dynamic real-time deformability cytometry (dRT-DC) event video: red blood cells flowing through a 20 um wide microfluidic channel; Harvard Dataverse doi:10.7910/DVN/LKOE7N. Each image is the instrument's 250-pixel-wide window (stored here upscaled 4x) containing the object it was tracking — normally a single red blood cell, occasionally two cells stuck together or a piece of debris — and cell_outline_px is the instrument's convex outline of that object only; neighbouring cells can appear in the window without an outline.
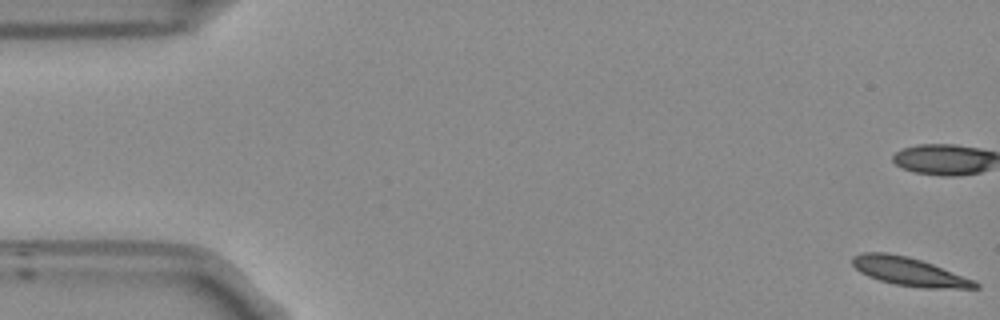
{"species": "Egyptian fruit bat (a non-hibernating species)", "species_latin": "Rousettus aegyptiacus", "temperature_condition": "room temperature", "stored_images_in_passage": 54, "camera_frame_rate_fps": 3000, "um_per_image_px": 0.085, "frame": {"image": 1, "passage_image": 1, "time_ms": 0.0, "image_size_px": [1000, 320], "cell_outline_px": [[980, 288], [924, 288], [892, 284], [868, 276], [860, 272], [852, 264], [852, 256], [860, 252], [888, 252], [908, 256], [932, 264], [976, 280], [980, 284]], "centroid_in_image_um": [77.28, 23.08], "position_along_channel_um": 7.7, "area_um2": 20.46}}